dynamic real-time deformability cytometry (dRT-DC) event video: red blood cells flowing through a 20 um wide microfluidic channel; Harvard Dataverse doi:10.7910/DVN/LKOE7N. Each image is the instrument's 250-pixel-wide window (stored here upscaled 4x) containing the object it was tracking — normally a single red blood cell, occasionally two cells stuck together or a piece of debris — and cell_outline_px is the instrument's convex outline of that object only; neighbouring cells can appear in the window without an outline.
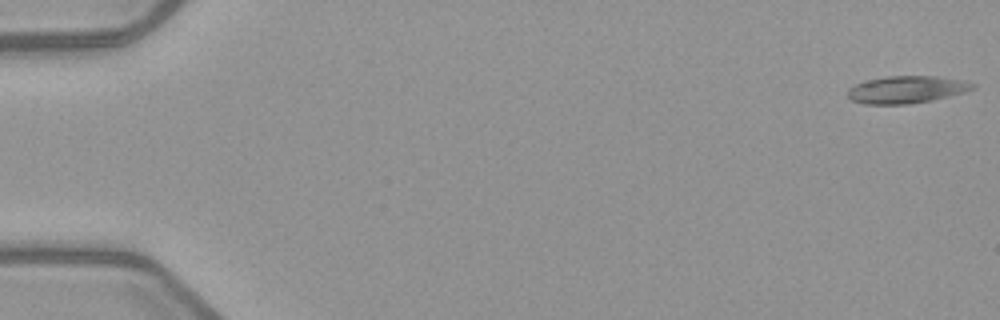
{"species": "common noctule bat (a hibernating species)", "species_latin": "Nyctalus noctula", "temperature_condition": "warm", "stored_images_in_passage": 5, "camera_frame_rate_fps": 3000, "um_per_image_px": 0.085, "animal": {"sex": "female", "body_mass_g": 21.9}, "frame": {"image": 1, "passage_image": 1, "time_ms": 0.0, "image_size_px": [1000, 320], "cell_outline_px": [[976, 88], [964, 92], [932, 100], [908, 104], [864, 104], [852, 100], [848, 96], [848, 88], [864, 80], [888, 76], [936, 76], [960, 80], [976, 84]], "centroid_in_image_um": [77.04, 7.61], "position_along_channel_um": 8.0, "area_um2": 19.83}}
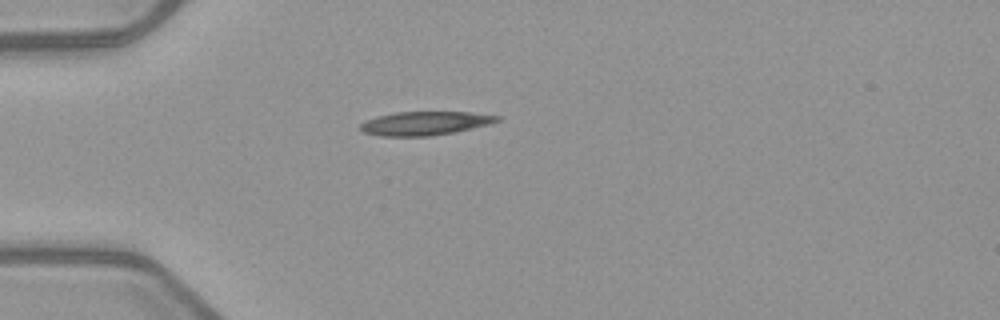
{"frame": {"image": 2, "passage_image": 5, "time_ms": 4.667, "image_size_px": [1000, 320], "cell_outline_px": [[500, 120], [488, 124], [456, 132], [432, 136], [380, 136], [364, 132], [360, 128], [360, 124], [364, 120], [376, 116], [396, 112], [468, 112], [500, 116]], "centroid_in_image_um": [36.08, 10.48], "position_along_channel_um": 48.9, "area_um2": 18.9}}